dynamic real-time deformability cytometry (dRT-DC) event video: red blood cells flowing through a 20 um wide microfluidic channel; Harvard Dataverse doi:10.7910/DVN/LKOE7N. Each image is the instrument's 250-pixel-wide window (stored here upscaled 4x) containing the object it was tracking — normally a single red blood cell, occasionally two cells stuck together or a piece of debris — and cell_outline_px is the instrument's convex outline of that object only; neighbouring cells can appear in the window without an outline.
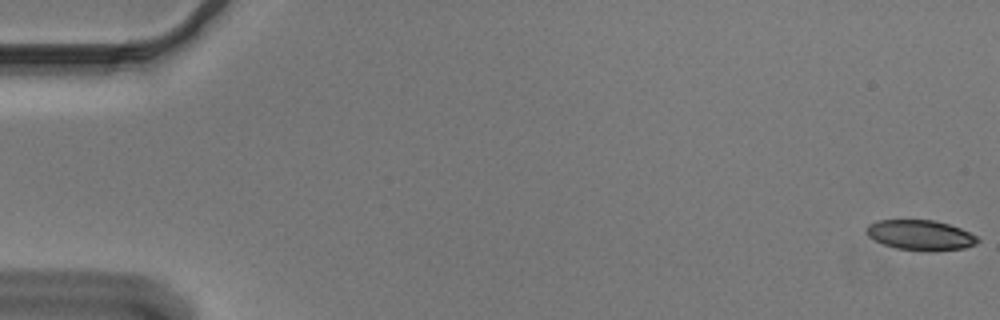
{"species": "Egyptian fruit bat (a non-hibernating species)", "species_latin": "Rousettus aegyptiacus", "temperature_condition": "cold", "stored_images_in_passage": 19, "camera_frame_rate_fps": 3000, "um_per_image_px": 0.085, "animal": {"sex": "male"}, "frame": {"image": 1, "passage_image": 1, "time_ms": 0.0, "image_size_px": [1000, 320], "cell_outline_px": [[980, 240], [976, 244], [964, 248], [932, 252], [896, 248], [884, 244], [868, 236], [864, 232], [864, 228], [868, 224], [876, 220], [936, 220], [960, 228], [976, 236]], "centroid_in_image_um": [78.21, 19.98], "position_along_channel_um": 6.8, "area_um2": 19.71}}
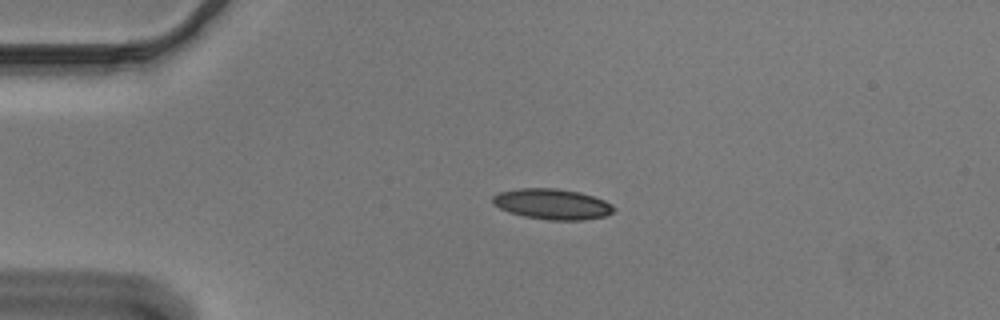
{"frame": {"image": 2, "passage_image": 13, "time_ms": 4.0, "image_size_px": [1000, 320], "cell_outline_px": [[616, 208], [612, 212], [604, 216], [584, 220], [548, 220], [524, 216], [508, 212], [500, 208], [492, 200], [492, 196], [500, 192], [520, 188], [556, 188], [580, 192], [604, 200], [612, 204]], "centroid_in_image_um": [46.96, 17.35], "position_along_channel_um": 38.0, "area_um2": 21.5}}